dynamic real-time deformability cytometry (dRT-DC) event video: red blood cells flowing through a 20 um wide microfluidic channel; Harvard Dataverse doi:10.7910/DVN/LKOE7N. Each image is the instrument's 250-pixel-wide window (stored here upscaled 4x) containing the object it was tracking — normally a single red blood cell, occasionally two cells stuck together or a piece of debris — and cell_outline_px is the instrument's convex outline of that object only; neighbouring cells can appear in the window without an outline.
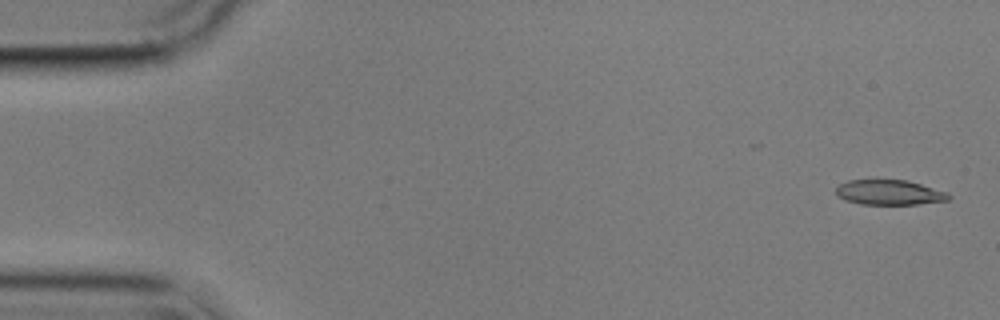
{"species": "common noctule bat (a hibernating species)", "species_latin": "Nyctalus noctula", "temperature_condition": "cold", "stored_images_in_passage": 16, "camera_frame_rate_fps": 3000, "um_per_image_px": 0.085, "animal": {"sex": "male", "body_mass_g": 17.9}, "frame": {"image": 1, "passage_image": 2, "time_ms": 0.333, "image_size_px": [1000, 320], "cell_outline_px": [[952, 196], [948, 200], [916, 204], [860, 204], [844, 200], [836, 196], [836, 188], [840, 184], [848, 180], [904, 180], [920, 184], [948, 192]], "centroid_in_image_um": [75.57, 16.36], "position_along_channel_um": 9.4, "area_um2": 16.36}}
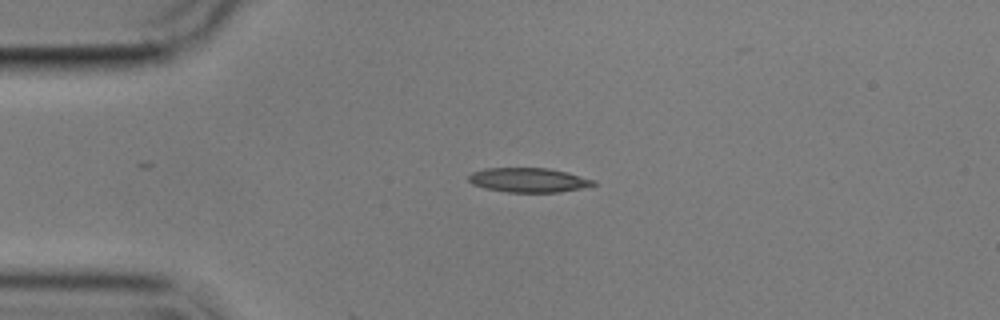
{"frame": {"image": 2, "passage_image": 13, "time_ms": 4.0, "image_size_px": [1000, 320], "cell_outline_px": [[596, 184], [580, 188], [560, 192], [508, 192], [488, 188], [472, 184], [468, 180], [468, 176], [472, 172], [484, 168], [548, 168], [568, 172], [596, 180]], "centroid_in_image_um": [44.94, 15.29], "position_along_channel_um": 40.1, "area_um2": 17.69}}